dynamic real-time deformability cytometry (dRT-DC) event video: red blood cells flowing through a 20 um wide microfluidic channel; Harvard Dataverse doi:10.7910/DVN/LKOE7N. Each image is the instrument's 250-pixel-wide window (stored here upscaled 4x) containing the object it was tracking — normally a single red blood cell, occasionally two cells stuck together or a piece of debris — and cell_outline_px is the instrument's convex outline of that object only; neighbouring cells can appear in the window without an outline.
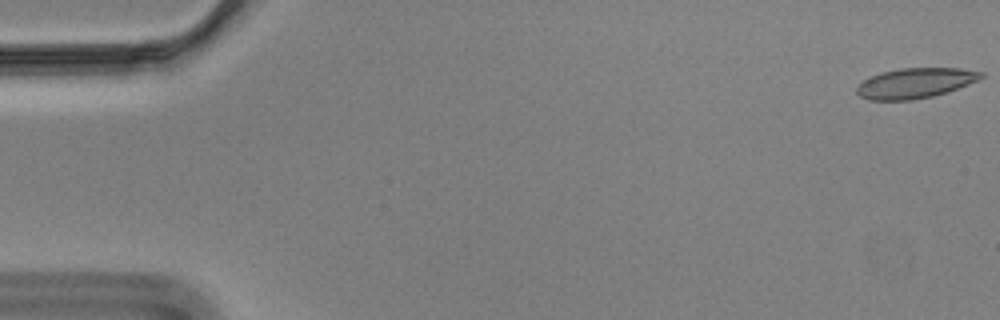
{"species": "Egyptian fruit bat (a non-hibernating species)", "species_latin": "Rousettus aegyptiacus", "temperature_condition": "cold", "stored_images_in_passage": 57, "camera_frame_rate_fps": 3000, "um_per_image_px": 0.085, "animal": {"sex": "male"}, "frame": {"image": 1, "passage_image": 1, "time_ms": 0.0, "image_size_px": [1000, 320], "cell_outline_px": [[984, 76], [980, 80], [948, 92], [932, 96], [912, 100], [868, 100], [860, 96], [856, 92], [856, 88], [864, 80], [880, 72], [900, 68], [960, 68], [984, 72]], "centroid_in_image_um": [77.83, 7.06], "position_along_channel_um": 7.2, "area_um2": 21.96}}
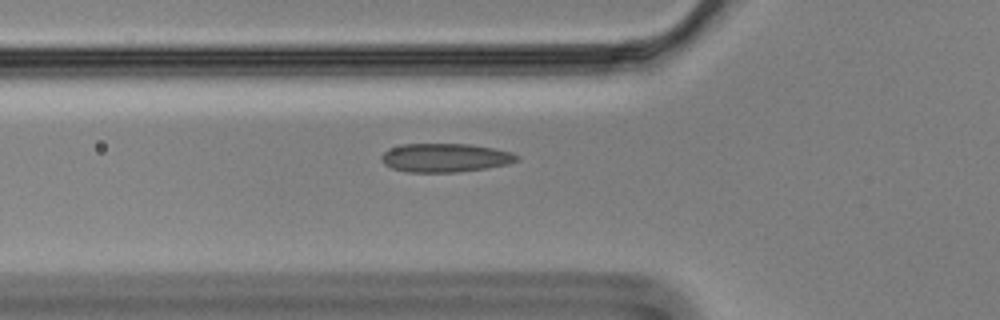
{"frame": {"image": 2, "passage_image": 20, "time_ms": 6.333, "image_size_px": [1000, 320], "cell_outline_px": [[520, 160], [508, 164], [484, 168], [456, 172], [408, 172], [392, 168], [384, 164], [380, 160], [380, 156], [384, 152], [392, 148], [404, 144], [472, 144], [512, 152], [520, 156]], "centroid_in_image_um": [37.85, 13.4], "position_along_channel_um": 87.9, "area_um2": 22.6}}
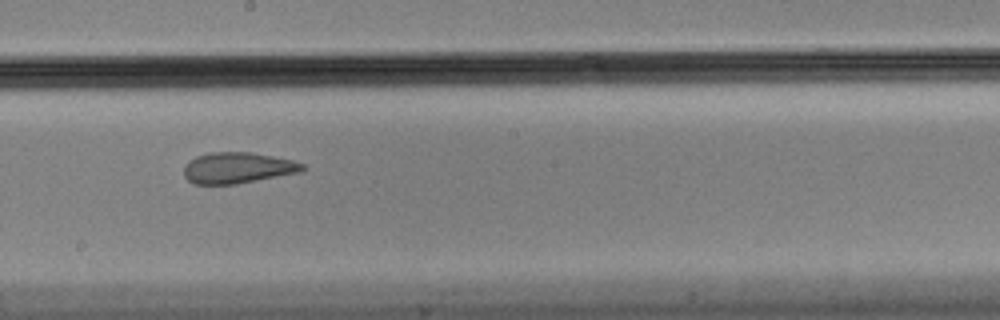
{"frame": {"image": 3, "passage_image": 32, "time_ms": 10.333, "image_size_px": [1000, 320], "cell_outline_px": [[308, 168], [300, 172], [236, 184], [192, 184], [184, 176], [184, 164], [188, 160], [196, 156], [208, 152], [252, 152], [292, 160], [304, 164]], "centroid_in_image_um": [20.17, 14.26], "position_along_channel_um": 228.0, "area_um2": 21.62}, "authors_computed_cell_mechanics": {"area_um2": 22.5998, "velocity_mm_per_s": 3.4764, "shape_relaxation_time_tau1_ms": null, "shape_relaxation_time_tau2_ms": 1.7956, "deformation_change_tau1": null, "deformation_change_tau2": 0.0639}}